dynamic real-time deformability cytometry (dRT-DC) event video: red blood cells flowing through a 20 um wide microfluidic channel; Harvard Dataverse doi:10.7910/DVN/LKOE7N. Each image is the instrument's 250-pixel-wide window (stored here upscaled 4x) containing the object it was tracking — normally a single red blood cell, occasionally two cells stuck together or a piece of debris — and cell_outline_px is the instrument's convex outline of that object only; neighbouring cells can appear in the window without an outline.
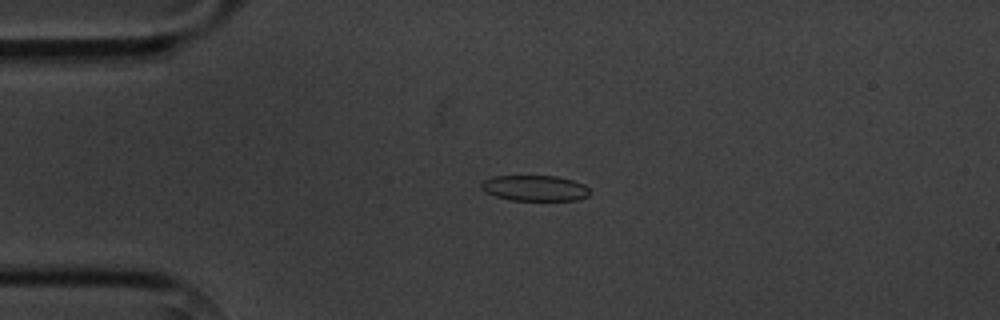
{"species": "common noctule bat (a hibernating species)", "species_latin": "Nyctalus noctula", "temperature_condition": "cold", "stored_images_in_passage": 2, "camera_frame_rate_fps": 3000, "um_per_image_px": 0.085, "animal": {"sex": "male", "body_mass_g": 20.1, "forearm_length_mm": 53.5}, "frame": {"image": 1, "passage_image": 1, "time_ms": 0.0, "image_size_px": [1000, 320], "cell_outline_px": [[588, 196], [576, 200], [512, 200], [496, 196], [484, 192], [480, 188], [480, 184], [484, 180], [492, 176], [556, 176], [572, 180], [584, 184], [588, 188]], "centroid_in_image_um": [45.42, 15.98], "position_along_channel_um": 39.6, "area_um2": 16.18}}